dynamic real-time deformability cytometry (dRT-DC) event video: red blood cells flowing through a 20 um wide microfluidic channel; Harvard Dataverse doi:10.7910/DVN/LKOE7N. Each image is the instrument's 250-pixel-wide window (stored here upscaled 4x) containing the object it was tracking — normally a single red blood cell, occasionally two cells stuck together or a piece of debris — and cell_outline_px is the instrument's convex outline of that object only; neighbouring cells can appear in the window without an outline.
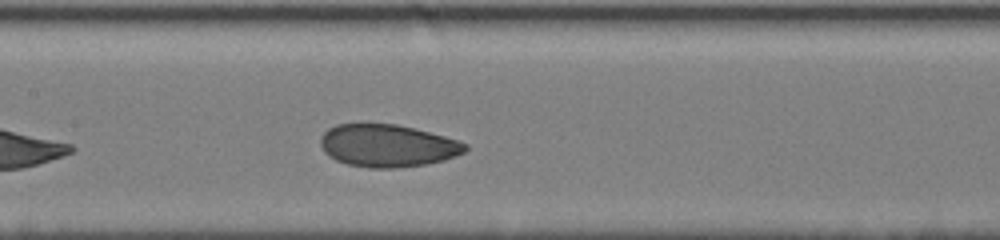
{"species": "human", "species_latin": "Homo sapiens", "temperature_condition": "cold", "stored_images_in_passage": 12, "camera_frame_rate_fps": 3000, "um_per_image_px": 0.085, "donor": {"sex": "male"}, "frame": {"image": 1, "passage_image": 7, "time_ms": 2.667, "image_size_px": [1000, 240], "cell_outline_px": [[468, 148], [464, 152], [456, 156], [444, 160], [428, 164], [396, 168], [368, 168], [348, 164], [336, 160], [328, 156], [324, 152], [320, 144], [320, 136], [328, 128], [336, 124], [360, 120], [396, 124], [460, 140], [468, 144]], "centroid_in_image_um": [32.89, 12.34], "position_along_channel_um": 174.5, "area_um2": 36.88}}